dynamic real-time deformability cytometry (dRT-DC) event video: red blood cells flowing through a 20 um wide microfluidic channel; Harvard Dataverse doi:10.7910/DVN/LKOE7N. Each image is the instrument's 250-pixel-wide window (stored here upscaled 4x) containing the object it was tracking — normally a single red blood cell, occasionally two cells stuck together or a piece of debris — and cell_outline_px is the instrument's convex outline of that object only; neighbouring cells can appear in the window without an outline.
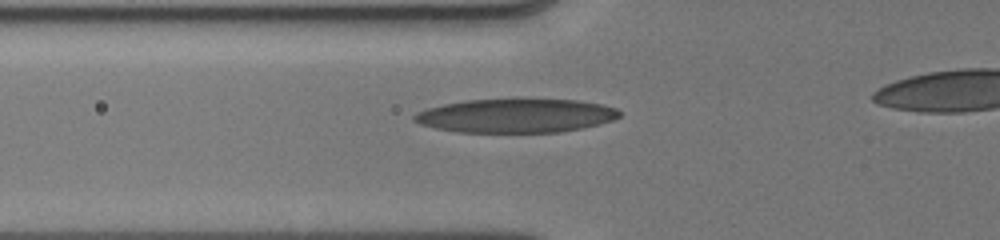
{"species": "human", "species_latin": "Homo sapiens", "temperature_condition": "cold", "stored_images_in_passage": 35, "camera_frame_rate_fps": 3000, "um_per_image_px": 0.085, "donor": {"sex": "male"}, "frame": {"image": 1, "passage_image": 7, "time_ms": 2.333, "image_size_px": [1000, 240], "cell_outline_px": [[620, 116], [612, 120], [600, 124], [584, 128], [560, 132], [456, 132], [436, 128], [420, 124], [412, 120], [412, 116], [416, 112], [428, 108], [444, 104], [464, 100], [512, 96], [524, 96], [576, 100], [604, 104], [616, 108], [620, 112]], "centroid_in_image_um": [43.86, 9.78], "position_along_channel_um": 81.9, "area_um2": 42.14}}
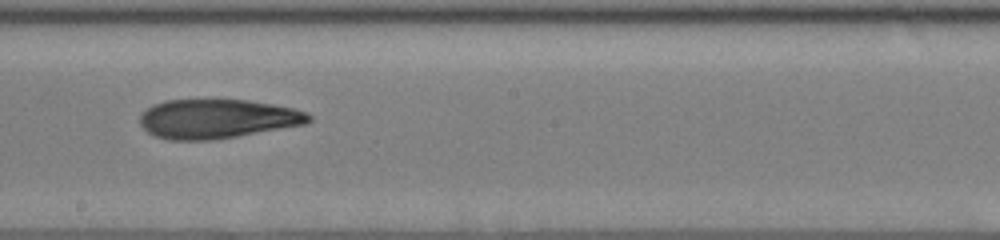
{"frame": {"image": 2, "passage_image": 18, "time_ms": 6.0, "image_size_px": [1000, 240], "cell_outline_px": [[312, 120], [308, 124], [212, 140], [168, 140], [156, 136], [148, 132], [140, 124], [140, 116], [152, 104], [168, 100], [248, 100], [272, 104], [292, 108], [308, 112], [312, 116]], "centroid_in_image_um": [18.5, 10.1], "position_along_channel_um": 229.7, "area_um2": 38.55}}
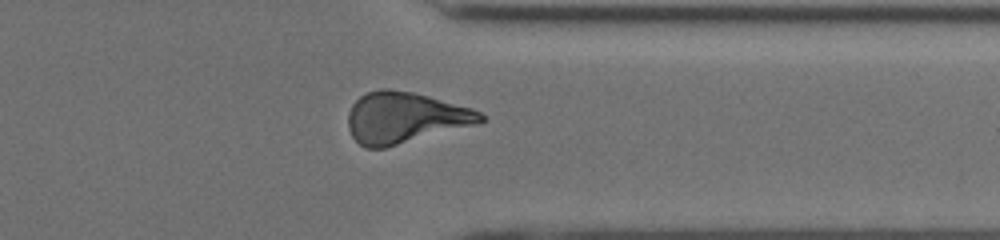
{"frame": {"image": 3, "passage_image": 31, "time_ms": 9.667, "image_size_px": [1000, 240], "cell_outline_px": [[484, 120], [480, 124], [384, 148], [364, 148], [352, 136], [348, 128], [348, 112], [352, 104], [360, 96], [368, 92], [380, 88], [388, 88], [412, 92], [428, 96], [472, 108], [480, 112], [484, 116]], "centroid_in_image_um": [34.42, 10.01], "position_along_channel_um": 377.0, "area_um2": 39.59}}